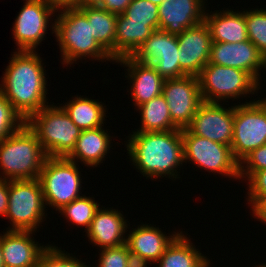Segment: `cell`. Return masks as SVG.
Masks as SVG:
<instances>
[{
	"instance_id": "obj_1",
	"label": "cell",
	"mask_w": 266,
	"mask_h": 267,
	"mask_svg": "<svg viewBox=\"0 0 266 267\" xmlns=\"http://www.w3.org/2000/svg\"><path fill=\"white\" fill-rule=\"evenodd\" d=\"M11 54L0 83V91L26 122L48 106L46 70L37 51H15Z\"/></svg>"
},
{
	"instance_id": "obj_2",
	"label": "cell",
	"mask_w": 266,
	"mask_h": 267,
	"mask_svg": "<svg viewBox=\"0 0 266 267\" xmlns=\"http://www.w3.org/2000/svg\"><path fill=\"white\" fill-rule=\"evenodd\" d=\"M127 141L125 145L131 165L146 179L180 178L177 170L184 163L182 129L132 132Z\"/></svg>"
},
{
	"instance_id": "obj_3",
	"label": "cell",
	"mask_w": 266,
	"mask_h": 267,
	"mask_svg": "<svg viewBox=\"0 0 266 267\" xmlns=\"http://www.w3.org/2000/svg\"><path fill=\"white\" fill-rule=\"evenodd\" d=\"M54 36L65 66L91 58L99 62L113 61L112 57L99 45L92 35L91 23L79 8L56 11ZM86 57V58H85Z\"/></svg>"
},
{
	"instance_id": "obj_4",
	"label": "cell",
	"mask_w": 266,
	"mask_h": 267,
	"mask_svg": "<svg viewBox=\"0 0 266 267\" xmlns=\"http://www.w3.org/2000/svg\"><path fill=\"white\" fill-rule=\"evenodd\" d=\"M46 159L37 135L26 123L0 141V177L3 179H37Z\"/></svg>"
},
{
	"instance_id": "obj_5",
	"label": "cell",
	"mask_w": 266,
	"mask_h": 267,
	"mask_svg": "<svg viewBox=\"0 0 266 267\" xmlns=\"http://www.w3.org/2000/svg\"><path fill=\"white\" fill-rule=\"evenodd\" d=\"M47 157H67L73 150L81 129L77 127L59 105H48L27 121Z\"/></svg>"
},
{
	"instance_id": "obj_6",
	"label": "cell",
	"mask_w": 266,
	"mask_h": 267,
	"mask_svg": "<svg viewBox=\"0 0 266 267\" xmlns=\"http://www.w3.org/2000/svg\"><path fill=\"white\" fill-rule=\"evenodd\" d=\"M43 192L37 179L8 180V207L6 230L37 231L46 218ZM45 209V210H44Z\"/></svg>"
},
{
	"instance_id": "obj_7",
	"label": "cell",
	"mask_w": 266,
	"mask_h": 267,
	"mask_svg": "<svg viewBox=\"0 0 266 267\" xmlns=\"http://www.w3.org/2000/svg\"><path fill=\"white\" fill-rule=\"evenodd\" d=\"M200 93L204 102H217L225 105L231 98L250 97L261 88L246 71L208 63L198 76ZM257 90V91H256ZM244 95V96H243ZM227 99V101H226Z\"/></svg>"
},
{
	"instance_id": "obj_8",
	"label": "cell",
	"mask_w": 266,
	"mask_h": 267,
	"mask_svg": "<svg viewBox=\"0 0 266 267\" xmlns=\"http://www.w3.org/2000/svg\"><path fill=\"white\" fill-rule=\"evenodd\" d=\"M66 157H47L40 171L44 202L56 211L82 196L79 165Z\"/></svg>"
},
{
	"instance_id": "obj_9",
	"label": "cell",
	"mask_w": 266,
	"mask_h": 267,
	"mask_svg": "<svg viewBox=\"0 0 266 267\" xmlns=\"http://www.w3.org/2000/svg\"><path fill=\"white\" fill-rule=\"evenodd\" d=\"M182 140L185 163L192 162L209 173H218L240 182L239 163L234 159L230 146L197 136L186 128L182 129Z\"/></svg>"
},
{
	"instance_id": "obj_10",
	"label": "cell",
	"mask_w": 266,
	"mask_h": 267,
	"mask_svg": "<svg viewBox=\"0 0 266 267\" xmlns=\"http://www.w3.org/2000/svg\"><path fill=\"white\" fill-rule=\"evenodd\" d=\"M255 100L235 105L231 151L238 163L266 144V111Z\"/></svg>"
},
{
	"instance_id": "obj_11",
	"label": "cell",
	"mask_w": 266,
	"mask_h": 267,
	"mask_svg": "<svg viewBox=\"0 0 266 267\" xmlns=\"http://www.w3.org/2000/svg\"><path fill=\"white\" fill-rule=\"evenodd\" d=\"M12 28L16 43V51H36L38 45L45 40L47 29L54 33L56 10L46 0H24ZM54 14V15H53ZM49 24H52L49 26Z\"/></svg>"
},
{
	"instance_id": "obj_12",
	"label": "cell",
	"mask_w": 266,
	"mask_h": 267,
	"mask_svg": "<svg viewBox=\"0 0 266 267\" xmlns=\"http://www.w3.org/2000/svg\"><path fill=\"white\" fill-rule=\"evenodd\" d=\"M177 35L164 30H154L147 40L131 56L138 63L151 65L164 79L187 76L179 64Z\"/></svg>"
},
{
	"instance_id": "obj_13",
	"label": "cell",
	"mask_w": 266,
	"mask_h": 267,
	"mask_svg": "<svg viewBox=\"0 0 266 267\" xmlns=\"http://www.w3.org/2000/svg\"><path fill=\"white\" fill-rule=\"evenodd\" d=\"M235 105L224 107L217 102H202L186 129L197 136L231 147Z\"/></svg>"
},
{
	"instance_id": "obj_14",
	"label": "cell",
	"mask_w": 266,
	"mask_h": 267,
	"mask_svg": "<svg viewBox=\"0 0 266 267\" xmlns=\"http://www.w3.org/2000/svg\"><path fill=\"white\" fill-rule=\"evenodd\" d=\"M162 94L168 104L172 122L179 129H184L190 124L203 102L199 79L196 76L165 80Z\"/></svg>"
},
{
	"instance_id": "obj_15",
	"label": "cell",
	"mask_w": 266,
	"mask_h": 267,
	"mask_svg": "<svg viewBox=\"0 0 266 267\" xmlns=\"http://www.w3.org/2000/svg\"><path fill=\"white\" fill-rule=\"evenodd\" d=\"M180 69L187 76L198 77L209 63L212 38L209 27L202 23L177 35Z\"/></svg>"
},
{
	"instance_id": "obj_16",
	"label": "cell",
	"mask_w": 266,
	"mask_h": 267,
	"mask_svg": "<svg viewBox=\"0 0 266 267\" xmlns=\"http://www.w3.org/2000/svg\"><path fill=\"white\" fill-rule=\"evenodd\" d=\"M179 234L173 231L167 236L159 227L141 223L127 233L126 244L136 265H153Z\"/></svg>"
},
{
	"instance_id": "obj_17",
	"label": "cell",
	"mask_w": 266,
	"mask_h": 267,
	"mask_svg": "<svg viewBox=\"0 0 266 267\" xmlns=\"http://www.w3.org/2000/svg\"><path fill=\"white\" fill-rule=\"evenodd\" d=\"M209 63L246 71L257 82H261L263 55L250 40L237 43L213 42Z\"/></svg>"
},
{
	"instance_id": "obj_18",
	"label": "cell",
	"mask_w": 266,
	"mask_h": 267,
	"mask_svg": "<svg viewBox=\"0 0 266 267\" xmlns=\"http://www.w3.org/2000/svg\"><path fill=\"white\" fill-rule=\"evenodd\" d=\"M207 1V0H206ZM205 0H164L158 6L159 29L179 35L204 21Z\"/></svg>"
},
{
	"instance_id": "obj_19",
	"label": "cell",
	"mask_w": 266,
	"mask_h": 267,
	"mask_svg": "<svg viewBox=\"0 0 266 267\" xmlns=\"http://www.w3.org/2000/svg\"><path fill=\"white\" fill-rule=\"evenodd\" d=\"M128 221L117 209L99 208L86 231L88 241L100 249L117 247L126 243Z\"/></svg>"
},
{
	"instance_id": "obj_20",
	"label": "cell",
	"mask_w": 266,
	"mask_h": 267,
	"mask_svg": "<svg viewBox=\"0 0 266 267\" xmlns=\"http://www.w3.org/2000/svg\"><path fill=\"white\" fill-rule=\"evenodd\" d=\"M115 62L127 68L125 78L132 84L129 93L136 108L162 94L165 80L151 65L138 63L131 56Z\"/></svg>"
},
{
	"instance_id": "obj_21",
	"label": "cell",
	"mask_w": 266,
	"mask_h": 267,
	"mask_svg": "<svg viewBox=\"0 0 266 267\" xmlns=\"http://www.w3.org/2000/svg\"><path fill=\"white\" fill-rule=\"evenodd\" d=\"M2 233L1 248L5 267H35L38 257L47 247L35 242L32 238L35 232L6 230Z\"/></svg>"
},
{
	"instance_id": "obj_22",
	"label": "cell",
	"mask_w": 266,
	"mask_h": 267,
	"mask_svg": "<svg viewBox=\"0 0 266 267\" xmlns=\"http://www.w3.org/2000/svg\"><path fill=\"white\" fill-rule=\"evenodd\" d=\"M204 22L210 30L212 42L237 43L248 39L244 11L219 10L205 13Z\"/></svg>"
},
{
	"instance_id": "obj_23",
	"label": "cell",
	"mask_w": 266,
	"mask_h": 267,
	"mask_svg": "<svg viewBox=\"0 0 266 267\" xmlns=\"http://www.w3.org/2000/svg\"><path fill=\"white\" fill-rule=\"evenodd\" d=\"M101 126L96 129L83 130L78 137L72 152L66 157L71 161L83 163L94 168L103 163L111 148V136Z\"/></svg>"
},
{
	"instance_id": "obj_24",
	"label": "cell",
	"mask_w": 266,
	"mask_h": 267,
	"mask_svg": "<svg viewBox=\"0 0 266 267\" xmlns=\"http://www.w3.org/2000/svg\"><path fill=\"white\" fill-rule=\"evenodd\" d=\"M188 238L181 231L155 263V267H210V259L196 249L191 238Z\"/></svg>"
},
{
	"instance_id": "obj_25",
	"label": "cell",
	"mask_w": 266,
	"mask_h": 267,
	"mask_svg": "<svg viewBox=\"0 0 266 267\" xmlns=\"http://www.w3.org/2000/svg\"><path fill=\"white\" fill-rule=\"evenodd\" d=\"M154 29L148 23L128 22L123 13L117 15L115 27V61L132 56Z\"/></svg>"
},
{
	"instance_id": "obj_26",
	"label": "cell",
	"mask_w": 266,
	"mask_h": 267,
	"mask_svg": "<svg viewBox=\"0 0 266 267\" xmlns=\"http://www.w3.org/2000/svg\"><path fill=\"white\" fill-rule=\"evenodd\" d=\"M102 103L95 99L76 95L63 106L60 105L73 123L83 131L104 126L107 111L105 107L107 106Z\"/></svg>"
},
{
	"instance_id": "obj_27",
	"label": "cell",
	"mask_w": 266,
	"mask_h": 267,
	"mask_svg": "<svg viewBox=\"0 0 266 267\" xmlns=\"http://www.w3.org/2000/svg\"><path fill=\"white\" fill-rule=\"evenodd\" d=\"M91 23L92 35L99 45L115 61V27L117 15L100 6L79 7Z\"/></svg>"
},
{
	"instance_id": "obj_28",
	"label": "cell",
	"mask_w": 266,
	"mask_h": 267,
	"mask_svg": "<svg viewBox=\"0 0 266 267\" xmlns=\"http://www.w3.org/2000/svg\"><path fill=\"white\" fill-rule=\"evenodd\" d=\"M141 122L133 132H158L179 129L171 119L168 104L163 94L137 107Z\"/></svg>"
},
{
	"instance_id": "obj_29",
	"label": "cell",
	"mask_w": 266,
	"mask_h": 267,
	"mask_svg": "<svg viewBox=\"0 0 266 267\" xmlns=\"http://www.w3.org/2000/svg\"><path fill=\"white\" fill-rule=\"evenodd\" d=\"M99 208L100 204L93 197L82 195L65 205L58 212L63 215V218H66L67 222L70 221L77 227L84 226V232H86Z\"/></svg>"
},
{
	"instance_id": "obj_30",
	"label": "cell",
	"mask_w": 266,
	"mask_h": 267,
	"mask_svg": "<svg viewBox=\"0 0 266 267\" xmlns=\"http://www.w3.org/2000/svg\"><path fill=\"white\" fill-rule=\"evenodd\" d=\"M248 39L263 55L266 52V9L245 10Z\"/></svg>"
},
{
	"instance_id": "obj_31",
	"label": "cell",
	"mask_w": 266,
	"mask_h": 267,
	"mask_svg": "<svg viewBox=\"0 0 266 267\" xmlns=\"http://www.w3.org/2000/svg\"><path fill=\"white\" fill-rule=\"evenodd\" d=\"M72 255V256H70ZM86 262H82L72 253H68L65 250L54 245H48L38 257L35 267H91V265H85Z\"/></svg>"
},
{
	"instance_id": "obj_32",
	"label": "cell",
	"mask_w": 266,
	"mask_h": 267,
	"mask_svg": "<svg viewBox=\"0 0 266 267\" xmlns=\"http://www.w3.org/2000/svg\"><path fill=\"white\" fill-rule=\"evenodd\" d=\"M124 14L128 22L148 23L154 30L159 29L158 5L149 0H132Z\"/></svg>"
},
{
	"instance_id": "obj_33",
	"label": "cell",
	"mask_w": 266,
	"mask_h": 267,
	"mask_svg": "<svg viewBox=\"0 0 266 267\" xmlns=\"http://www.w3.org/2000/svg\"><path fill=\"white\" fill-rule=\"evenodd\" d=\"M97 267H135L136 264L127 244L117 247L99 249ZM96 267V266H92Z\"/></svg>"
},
{
	"instance_id": "obj_34",
	"label": "cell",
	"mask_w": 266,
	"mask_h": 267,
	"mask_svg": "<svg viewBox=\"0 0 266 267\" xmlns=\"http://www.w3.org/2000/svg\"><path fill=\"white\" fill-rule=\"evenodd\" d=\"M25 123L0 91V141L18 131Z\"/></svg>"
},
{
	"instance_id": "obj_35",
	"label": "cell",
	"mask_w": 266,
	"mask_h": 267,
	"mask_svg": "<svg viewBox=\"0 0 266 267\" xmlns=\"http://www.w3.org/2000/svg\"><path fill=\"white\" fill-rule=\"evenodd\" d=\"M247 180L246 200L253 212L266 199V169L254 172Z\"/></svg>"
},
{
	"instance_id": "obj_36",
	"label": "cell",
	"mask_w": 266,
	"mask_h": 267,
	"mask_svg": "<svg viewBox=\"0 0 266 267\" xmlns=\"http://www.w3.org/2000/svg\"><path fill=\"white\" fill-rule=\"evenodd\" d=\"M266 169V144L253 150L239 163V178L247 181L254 173ZM245 178V179H243Z\"/></svg>"
},
{
	"instance_id": "obj_37",
	"label": "cell",
	"mask_w": 266,
	"mask_h": 267,
	"mask_svg": "<svg viewBox=\"0 0 266 267\" xmlns=\"http://www.w3.org/2000/svg\"><path fill=\"white\" fill-rule=\"evenodd\" d=\"M131 2L132 0H104L100 7L110 13L120 15L124 13L125 9Z\"/></svg>"
},
{
	"instance_id": "obj_38",
	"label": "cell",
	"mask_w": 266,
	"mask_h": 267,
	"mask_svg": "<svg viewBox=\"0 0 266 267\" xmlns=\"http://www.w3.org/2000/svg\"><path fill=\"white\" fill-rule=\"evenodd\" d=\"M8 207V180L0 177V216L5 217Z\"/></svg>"
},
{
	"instance_id": "obj_39",
	"label": "cell",
	"mask_w": 266,
	"mask_h": 267,
	"mask_svg": "<svg viewBox=\"0 0 266 267\" xmlns=\"http://www.w3.org/2000/svg\"><path fill=\"white\" fill-rule=\"evenodd\" d=\"M56 11L81 7V0H46Z\"/></svg>"
},
{
	"instance_id": "obj_40",
	"label": "cell",
	"mask_w": 266,
	"mask_h": 267,
	"mask_svg": "<svg viewBox=\"0 0 266 267\" xmlns=\"http://www.w3.org/2000/svg\"><path fill=\"white\" fill-rule=\"evenodd\" d=\"M252 213L258 221L266 225V199Z\"/></svg>"
},
{
	"instance_id": "obj_41",
	"label": "cell",
	"mask_w": 266,
	"mask_h": 267,
	"mask_svg": "<svg viewBox=\"0 0 266 267\" xmlns=\"http://www.w3.org/2000/svg\"><path fill=\"white\" fill-rule=\"evenodd\" d=\"M104 0H81V7L101 6Z\"/></svg>"
},
{
	"instance_id": "obj_42",
	"label": "cell",
	"mask_w": 266,
	"mask_h": 267,
	"mask_svg": "<svg viewBox=\"0 0 266 267\" xmlns=\"http://www.w3.org/2000/svg\"><path fill=\"white\" fill-rule=\"evenodd\" d=\"M259 104H260V106L266 111V98H262V99H258V100H256Z\"/></svg>"
},
{
	"instance_id": "obj_43",
	"label": "cell",
	"mask_w": 266,
	"mask_h": 267,
	"mask_svg": "<svg viewBox=\"0 0 266 267\" xmlns=\"http://www.w3.org/2000/svg\"><path fill=\"white\" fill-rule=\"evenodd\" d=\"M0 267H5L3 262L2 248H1V234H0Z\"/></svg>"
},
{
	"instance_id": "obj_44",
	"label": "cell",
	"mask_w": 266,
	"mask_h": 267,
	"mask_svg": "<svg viewBox=\"0 0 266 267\" xmlns=\"http://www.w3.org/2000/svg\"><path fill=\"white\" fill-rule=\"evenodd\" d=\"M149 1L159 6L164 0H149Z\"/></svg>"
},
{
	"instance_id": "obj_45",
	"label": "cell",
	"mask_w": 266,
	"mask_h": 267,
	"mask_svg": "<svg viewBox=\"0 0 266 267\" xmlns=\"http://www.w3.org/2000/svg\"><path fill=\"white\" fill-rule=\"evenodd\" d=\"M263 69L266 70V52L263 54Z\"/></svg>"
},
{
	"instance_id": "obj_46",
	"label": "cell",
	"mask_w": 266,
	"mask_h": 267,
	"mask_svg": "<svg viewBox=\"0 0 266 267\" xmlns=\"http://www.w3.org/2000/svg\"><path fill=\"white\" fill-rule=\"evenodd\" d=\"M252 267H253V266H252ZM254 267H266V264L263 263V265H262V264H259V265H256V266H254Z\"/></svg>"
},
{
	"instance_id": "obj_47",
	"label": "cell",
	"mask_w": 266,
	"mask_h": 267,
	"mask_svg": "<svg viewBox=\"0 0 266 267\" xmlns=\"http://www.w3.org/2000/svg\"><path fill=\"white\" fill-rule=\"evenodd\" d=\"M135 267H149L147 265H136Z\"/></svg>"
}]
</instances>
